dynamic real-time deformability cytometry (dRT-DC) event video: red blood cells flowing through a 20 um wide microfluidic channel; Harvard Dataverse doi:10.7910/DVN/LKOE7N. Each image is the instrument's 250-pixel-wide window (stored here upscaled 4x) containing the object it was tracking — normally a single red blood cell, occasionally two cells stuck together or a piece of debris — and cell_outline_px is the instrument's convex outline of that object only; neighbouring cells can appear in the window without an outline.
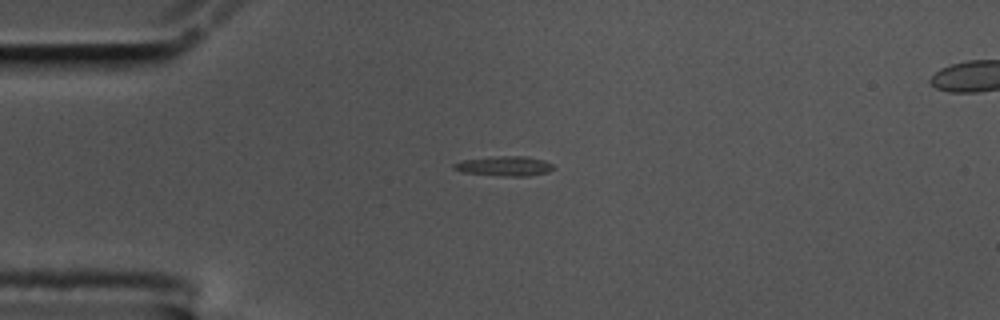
{"species": "common noctule bat (a hibernating species)", "species_latin": "Nyctalus noctula", "temperature_condition": "cold", "stored_images_in_passage": 58, "camera_frame_rate_fps": 3000, "um_per_image_px": 0.085, "animal": {"sex": "male", "body_mass_g": 17.5, "forearm_length_mm": 52.3}, "frame": {"image": 1, "passage_image": 15, "time_ms": 4.667, "image_size_px": [1000, 320], "cell_outline_px": [[552, 168], [548, 172], [528, 176], [500, 176], [460, 172], [452, 168], [452, 164], [464, 160], [500, 156], [524, 156], [544, 160], [552, 164]], "centroid_in_image_um": [42.84, 14.12], "position_along_channel_um": 42.2, "area_um2": 11.39}}
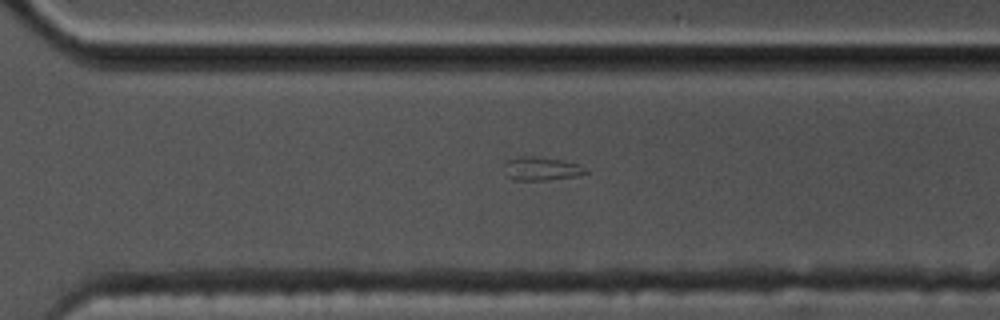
{"frame": {"image": 2, "passage_image": 41, "time_ms": 13.333, "image_size_px": [1000, 320], "cell_outline_px": [[588, 172], [576, 176], [548, 180], [512, 180], [508, 176], [504, 164], [508, 160], [520, 156], [536, 156], [564, 160], [580, 164]], "centroid_in_image_um": [46.03, 14.33], "position_along_channel_um": 324.6, "area_um2": 11.16}}
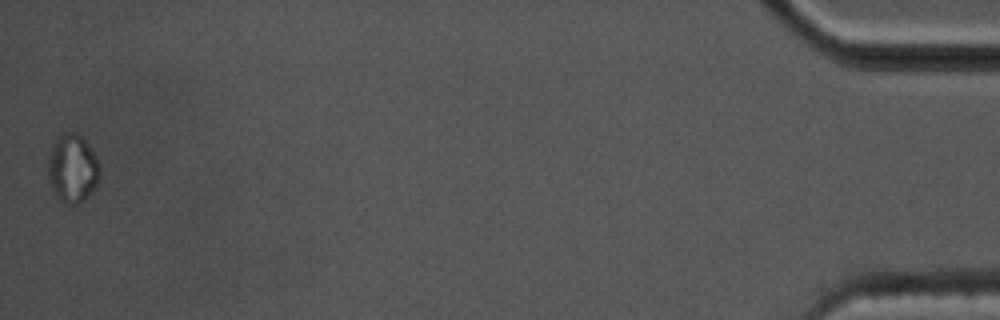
{"frame": {"image": 3, "passage_image": 58, "time_ms": 19.0, "image_size_px": [1000, 320], "cell_outline_px": [[100, 172], [96, 184], [88, 196], [84, 200], [76, 204], [64, 204], [56, 200], [48, 188], [48, 156], [52, 144], [56, 136], [64, 132], [76, 132], [84, 140], [96, 156], [100, 168]], "centroid_in_image_um": [6.1, 14.35], "position_along_channel_um": 429.1, "area_um2": 21.15}}